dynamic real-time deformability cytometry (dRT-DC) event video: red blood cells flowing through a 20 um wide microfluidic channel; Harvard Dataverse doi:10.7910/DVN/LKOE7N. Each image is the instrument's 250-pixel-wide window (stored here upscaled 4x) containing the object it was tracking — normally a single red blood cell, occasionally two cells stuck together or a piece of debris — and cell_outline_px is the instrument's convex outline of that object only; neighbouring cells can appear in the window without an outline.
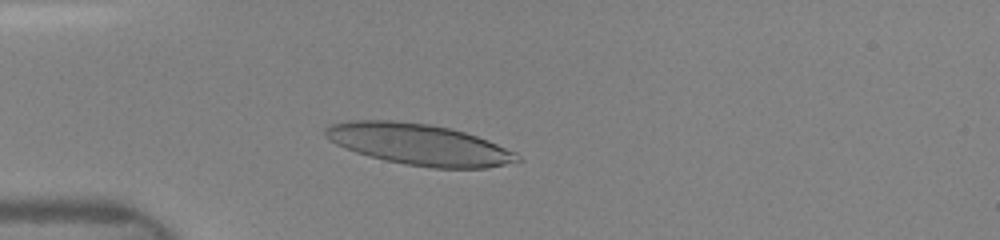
{"species": "human", "species_latin": "Homo sapiens", "temperature_condition": "room temperature", "stored_images_in_passage": 6, "camera_frame_rate_fps": 3000, "um_per_image_px": 0.085, "donor": {"sex": "female"}, "frame": {"image": 1, "passage_image": 4, "time_ms": 3.0, "image_size_px": [1000, 240], "cell_outline_px": [[524, 160], [488, 168], [432, 168], [404, 164], [384, 160], [368, 156], [344, 148], [336, 144], [324, 136], [324, 128], [332, 124], [348, 120], [392, 120], [428, 124], [448, 128], [464, 132], [488, 140], [516, 152]], "centroid_in_image_um": [35.61, 12.28], "position_along_channel_um": 49.4, "area_um2": 46.18}}
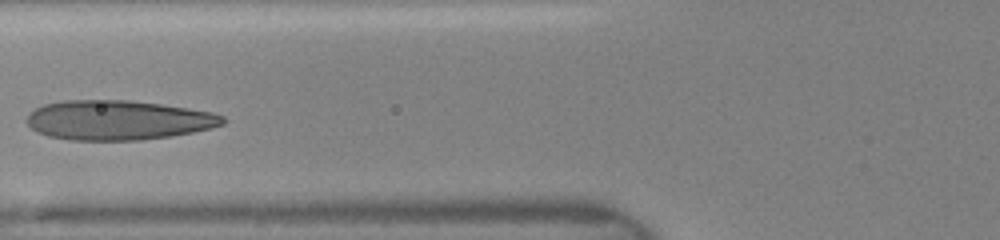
{"frame": {"image": 2, "passage_image": 6, "time_ms": 5.0, "image_size_px": [1000, 240], "cell_outline_px": [[228, 120], [224, 124], [212, 128], [172, 136], [140, 140], [68, 140], [48, 136], [36, 132], [28, 124], [28, 112], [44, 104], [64, 100], [128, 100], [160, 104], [212, 112], [224, 116]], "centroid_in_image_um": [10.04, 10.21], "position_along_channel_um": 115.8, "area_um2": 45.37}}